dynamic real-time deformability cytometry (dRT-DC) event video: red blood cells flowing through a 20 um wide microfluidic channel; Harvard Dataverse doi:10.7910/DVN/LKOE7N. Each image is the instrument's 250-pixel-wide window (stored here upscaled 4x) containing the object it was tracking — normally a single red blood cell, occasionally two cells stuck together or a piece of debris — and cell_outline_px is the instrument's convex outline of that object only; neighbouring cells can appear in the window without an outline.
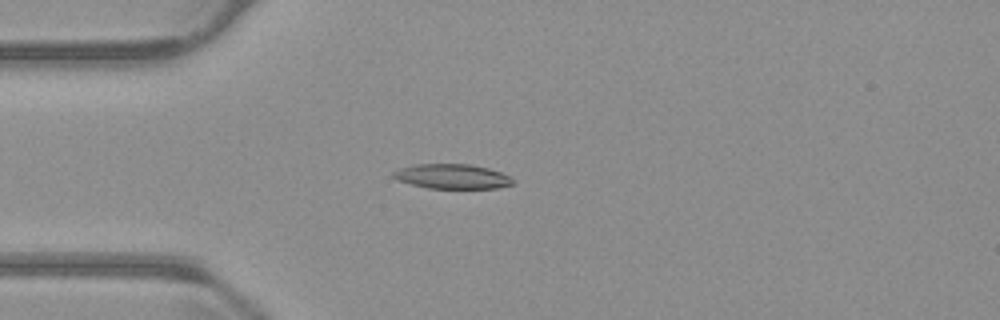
{"species": "common noctule bat (a hibernating species)", "species_latin": "Nyctalus noctula", "temperature_condition": "warm", "stored_images_in_passage": 43, "camera_frame_rate_fps": 3000, "um_per_image_px": 0.085, "animal": {"sex": "male", "body_mass_g": 23.1, "forearm_length_mm": 52.7}, "frame": {"image": 1, "passage_image": 9, "time_ms": 2.667, "image_size_px": [1000, 320], "cell_outline_px": [[512, 184], [496, 188], [428, 188], [412, 184], [400, 180], [392, 176], [392, 172], [400, 168], [416, 164], [468, 164], [488, 168], [500, 172], [508, 176], [512, 180]], "centroid_in_image_um": [38.41, 14.99], "position_along_channel_um": 46.6, "area_um2": 16.88}}
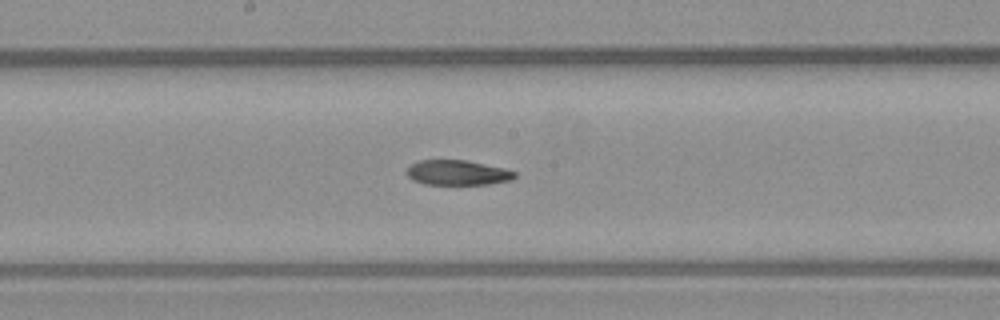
{"frame": {"image": 2, "passage_image": 23, "time_ms": 7.333, "image_size_px": [1000, 320], "cell_outline_px": [[516, 176], [512, 180], [488, 184], [424, 184], [412, 180], [408, 176], [408, 168], [412, 164], [420, 160], [468, 160], [504, 168], [516, 172]], "centroid_in_image_um": [38.92, 14.67], "position_along_channel_um": 209.3, "area_um2": 15.66}}
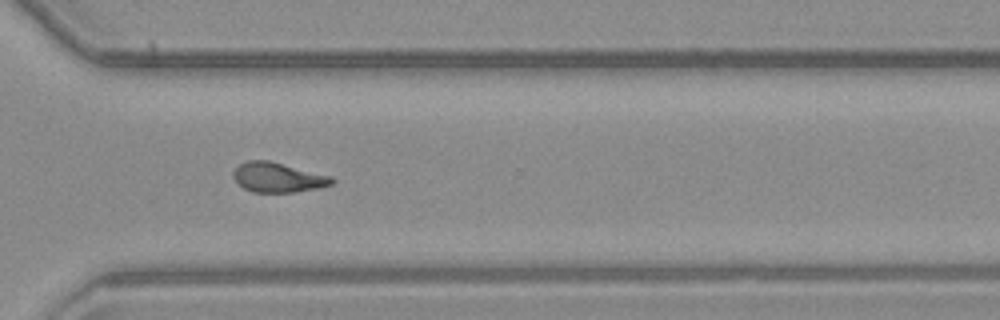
{"frame": {"image": 3, "passage_image": 34, "time_ms": 11.0, "image_size_px": [1000, 320], "cell_outline_px": [[336, 180], [332, 184], [320, 188], [296, 192], [252, 192], [244, 188], [232, 176], [232, 172], [240, 164], [248, 160], [268, 160], [332, 176]], "centroid_in_image_um": [23.65, 15.08], "position_along_channel_um": 346.9, "area_um2": 17.11}}